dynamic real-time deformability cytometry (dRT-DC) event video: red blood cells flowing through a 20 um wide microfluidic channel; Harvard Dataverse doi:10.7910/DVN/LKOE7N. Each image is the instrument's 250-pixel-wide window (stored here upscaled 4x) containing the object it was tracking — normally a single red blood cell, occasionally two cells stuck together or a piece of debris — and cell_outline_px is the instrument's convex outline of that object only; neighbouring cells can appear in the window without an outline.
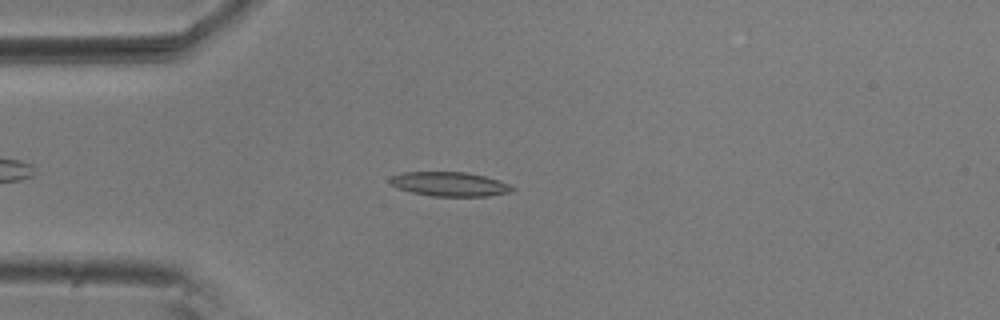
{"species": "common noctule bat (a hibernating species)", "species_latin": "Nyctalus noctula", "temperature_condition": "room temperature", "stored_images_in_passage": 49, "camera_frame_rate_fps": 3000, "um_per_image_px": 0.085, "animal": {"sex": "male", "body_mass_g": 20.5, "forearm_length_mm": 52.5}, "frame": {"image": 1, "passage_image": 9, "time_ms": 2.667, "image_size_px": [1000, 320], "cell_outline_px": [[516, 188], [512, 192], [488, 196], [432, 196], [412, 192], [396, 188], [388, 180], [392, 176], [404, 172], [464, 172], [484, 176], [508, 184]], "centroid_in_image_um": [38.21, 15.65], "position_along_channel_um": 46.8, "area_um2": 17.17}}
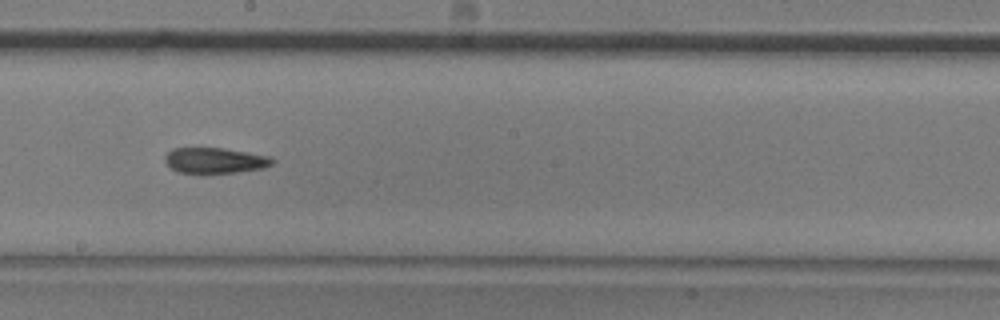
{"frame": {"image": 2, "passage_image": 25, "time_ms": 8.0, "image_size_px": [1000, 320], "cell_outline_px": [[276, 160], [272, 164], [264, 168], [236, 172], [204, 176], [176, 172], [164, 160], [164, 156], [172, 148], [220, 148], [272, 156]], "centroid_in_image_um": [18.25, 13.68], "position_along_channel_um": 229.9, "area_um2": 16.7}}
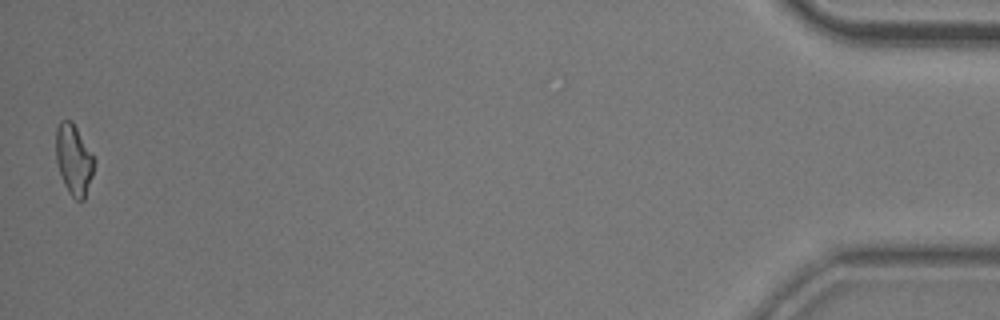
{"frame": {"image": 3, "passage_image": 49, "time_ms": 16.0, "image_size_px": [1000, 320], "cell_outline_px": [[96, 160], [92, 176], [84, 200], [76, 200], [68, 192], [64, 184], [56, 160], [56, 128], [60, 120], [72, 120]], "centroid_in_image_um": [6.28, 13.56], "position_along_channel_um": 428.9, "area_um2": 15.72}, "authors_computed_cell_mechanics": {"area_um2": 16.5308, "velocity_mm_per_s": 3.6762, "shape_relaxation_time_tau1_ms": 8.1462, "shape_relaxation_time_tau2_ms": 3.9213, "deformation_change_tau1": 0.1547, "deformation_change_tau2": 0.1204}}